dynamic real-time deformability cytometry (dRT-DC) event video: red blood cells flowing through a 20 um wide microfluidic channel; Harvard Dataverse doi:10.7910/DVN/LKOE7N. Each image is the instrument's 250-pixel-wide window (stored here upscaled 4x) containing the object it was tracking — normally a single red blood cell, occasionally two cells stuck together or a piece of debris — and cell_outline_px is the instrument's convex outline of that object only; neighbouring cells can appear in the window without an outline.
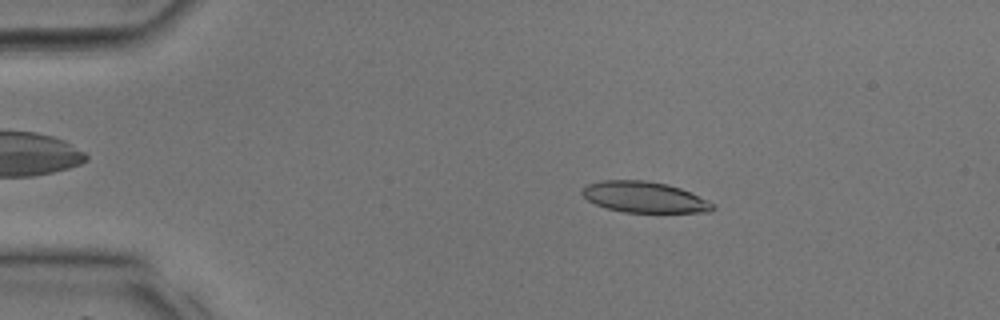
{"species": "common noctule bat (a hibernating species)", "species_latin": "Nyctalus noctula", "temperature_condition": "room temperature", "stored_images_in_passage": 36, "camera_frame_rate_fps": 3000, "um_per_image_px": 0.085, "animal": {"sex": "male", "body_mass_g": 17.9, "forearm_length_mm": 54.2}, "frame": {"image": 1, "passage_image": 6, "time_ms": 1.667, "image_size_px": [1000, 320], "cell_outline_px": [[716, 208], [712, 212], [624, 212], [608, 208], [596, 204], [588, 200], [580, 192], [588, 184], [604, 180], [644, 180], [668, 184], [680, 188], [708, 200]], "centroid_in_image_um": [54.79, 16.75], "position_along_channel_um": 30.2, "area_um2": 23.35}}
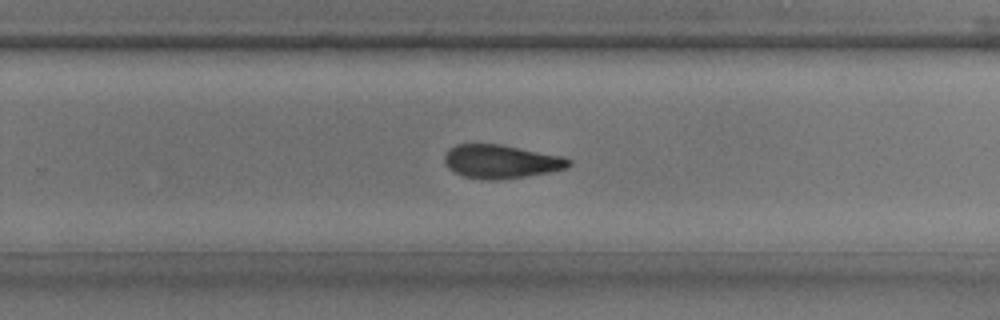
{"frame": {"image": 2, "passage_image": 23, "time_ms": 7.333, "image_size_px": [1000, 320], "cell_outline_px": [[572, 164], [564, 168], [548, 172], [500, 180], [488, 180], [464, 176], [448, 168], [444, 160], [444, 156], [448, 148], [456, 144], [500, 144], [564, 156], [572, 160]], "centroid_in_image_um": [42.58, 13.72], "position_along_channel_um": 287.2, "area_um2": 24.28}}
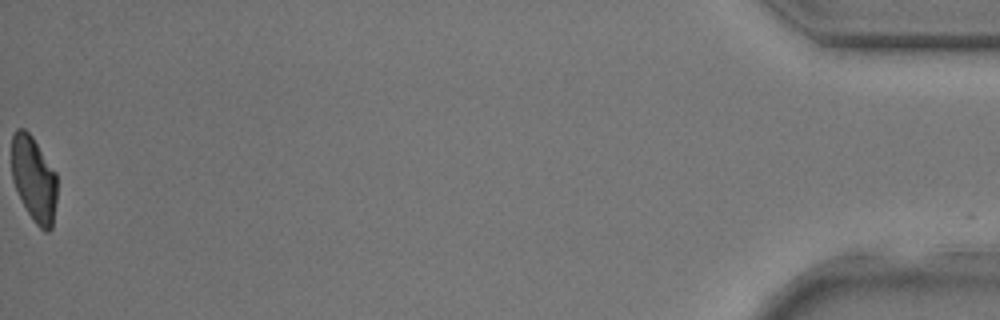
{"frame": {"image": 3, "passage_image": 36, "time_ms": 11.667, "image_size_px": [1000, 320], "cell_outline_px": [[56, 204], [52, 228], [48, 232], [44, 232], [32, 220], [12, 180], [12, 136], [16, 128], [24, 128], [32, 136], [56, 172]], "centroid_in_image_um": [2.89, 15.22], "position_along_channel_um": 432.3, "area_um2": 22.54}}